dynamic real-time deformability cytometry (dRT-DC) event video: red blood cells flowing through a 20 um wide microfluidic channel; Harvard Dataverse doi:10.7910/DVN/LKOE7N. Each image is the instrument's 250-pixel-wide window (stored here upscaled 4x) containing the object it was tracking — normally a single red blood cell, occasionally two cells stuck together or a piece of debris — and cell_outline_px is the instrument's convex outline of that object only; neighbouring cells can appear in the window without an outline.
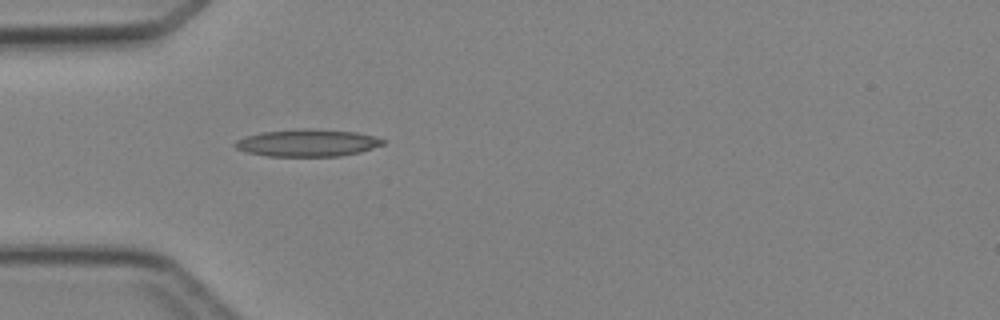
{"species": "Egyptian fruit bat (a non-hibernating species)", "species_latin": "Rousettus aegyptiacus", "temperature_condition": "cold", "stored_images_in_passage": 1, "camera_frame_rate_fps": 3000, "um_per_image_px": 0.085, "animal": {"sex": "female"}, "frame": {"image": 1, "passage_image": 1, "time_ms": 0.0, "image_size_px": [1000, 320], "cell_outline_px": [[388, 140], [384, 144], [360, 152], [340, 156], [268, 156], [248, 152], [236, 148], [232, 144], [236, 140], [244, 136], [260, 132], [296, 128], [308, 128], [356, 132], [376, 136]], "centroid_in_image_um": [26.14, 12.13], "position_along_channel_um": 58.9, "area_um2": 23.76}}